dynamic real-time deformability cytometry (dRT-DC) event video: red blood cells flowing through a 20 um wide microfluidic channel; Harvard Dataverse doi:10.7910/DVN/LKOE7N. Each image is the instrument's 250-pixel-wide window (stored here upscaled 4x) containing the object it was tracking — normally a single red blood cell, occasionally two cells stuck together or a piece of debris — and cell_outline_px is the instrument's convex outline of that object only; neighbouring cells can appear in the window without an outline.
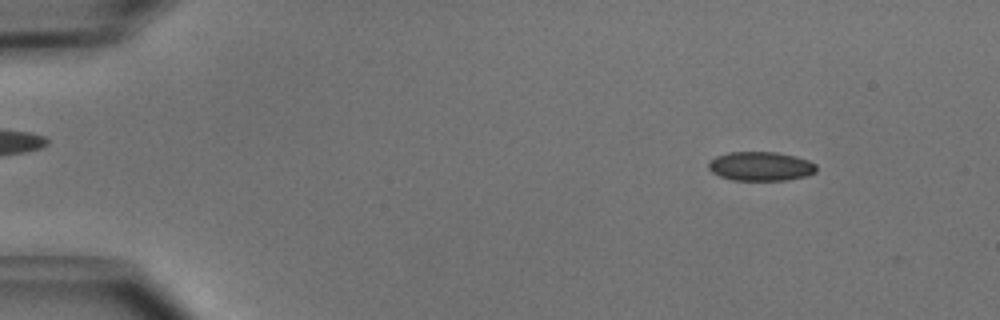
{"species": "common noctule bat (a hibernating species)", "species_latin": "Nyctalus noctula", "temperature_condition": "cold", "stored_images_in_passage": 46, "camera_frame_rate_fps": 3000, "um_per_image_px": 0.085, "animal": {"sex": "male", "body_mass_g": 15.6}, "frame": {"image": 1, "passage_image": 1, "time_ms": 0.0, "image_size_px": [1000, 320], "cell_outline_px": [[816, 172], [804, 176], [788, 180], [732, 180], [720, 176], [712, 172], [708, 168], [708, 160], [716, 156], [728, 152], [776, 152], [796, 156], [808, 160], [816, 164]], "centroid_in_image_um": [64.63, 14.13], "position_along_channel_um": 20.4, "area_um2": 18.38}}
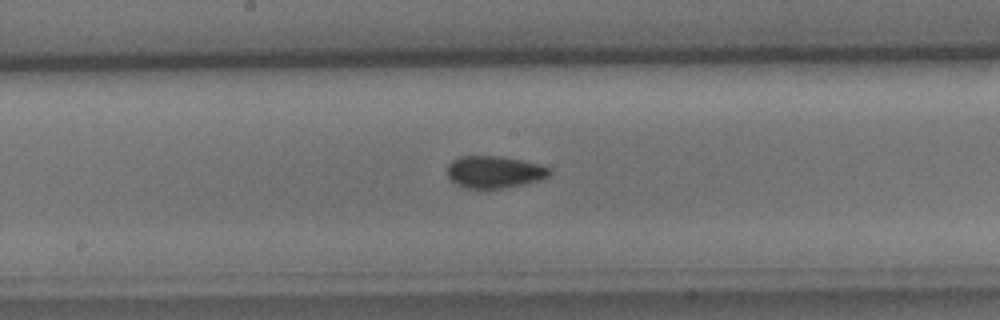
{"frame": {"image": 2, "passage_image": 22, "time_ms": 7.0, "image_size_px": [1000, 320], "cell_outline_px": [[552, 172], [548, 176], [540, 180], [504, 188], [464, 188], [448, 180], [448, 164], [452, 160], [460, 156], [500, 156], [540, 164], [548, 168]], "centroid_in_image_um": [41.98, 14.62], "position_along_channel_um": 206.2, "area_um2": 19.13}}
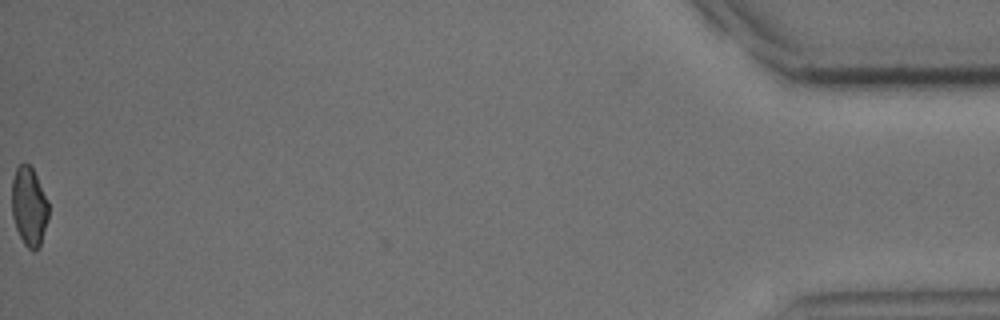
{"frame": {"image": 3, "passage_image": 46, "time_ms": 15.0, "image_size_px": [1000, 320], "cell_outline_px": [[48, 220], [40, 244], [32, 252], [24, 244], [16, 228], [12, 216], [12, 180], [16, 168], [24, 160], [32, 168], [48, 200]], "centroid_in_image_um": [2.46, 17.53], "position_along_channel_um": 432.7, "area_um2": 16.88}, "authors_computed_cell_mechanics": {"area_um2": 18.5249, "velocity_mm_per_s": 3.9802, "shape_relaxation_time_tau1_ms": 5.0803, "shape_relaxation_time_tau2_ms": 4.2928, "deformation_change_tau1": 0.0995, "deformation_change_tau2": 0.0722}}